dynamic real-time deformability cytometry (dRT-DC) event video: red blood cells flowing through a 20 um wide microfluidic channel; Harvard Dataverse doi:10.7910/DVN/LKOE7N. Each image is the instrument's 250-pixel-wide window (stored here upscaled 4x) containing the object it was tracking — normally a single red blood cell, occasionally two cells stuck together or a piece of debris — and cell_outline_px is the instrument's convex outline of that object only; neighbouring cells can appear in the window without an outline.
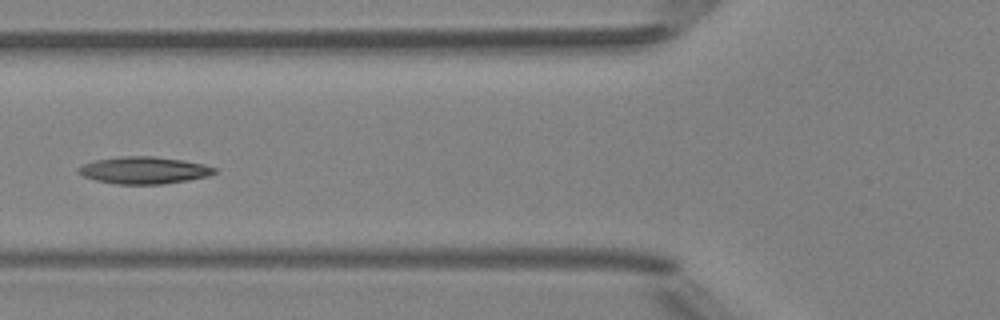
{"species": "Egyptian fruit bat (a non-hibernating species)", "species_latin": "Rousettus aegyptiacus", "temperature_condition": "room temperature", "stored_images_in_passage": 6, "camera_frame_rate_fps": 3000, "um_per_image_px": 0.085, "animal": {"sex": "female"}, "frame": {"image": 1, "passage_image": 6, "time_ms": 5.667, "image_size_px": [1000, 320], "cell_outline_px": [[216, 172], [208, 176], [188, 180], [164, 184], [116, 184], [96, 180], [84, 176], [76, 172], [76, 168], [84, 164], [96, 160], [120, 156], [156, 156], [184, 160], [204, 164], [216, 168]], "centroid_in_image_um": [12.24, 14.47], "position_along_channel_um": 113.6, "area_um2": 21.56}}